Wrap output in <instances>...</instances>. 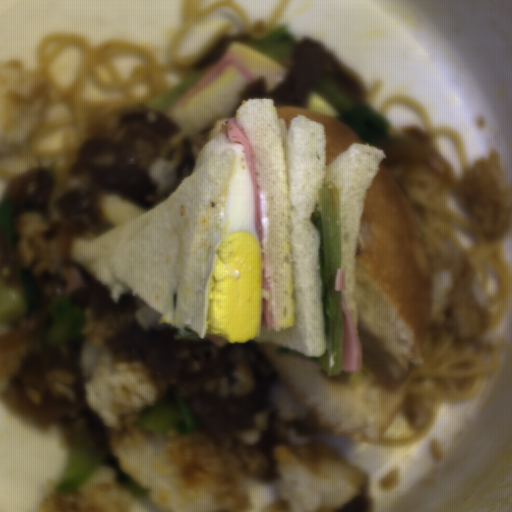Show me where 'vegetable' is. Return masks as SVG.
<instances>
[{
	"instance_id": "f1789d4c",
	"label": "vegetable",
	"mask_w": 512,
	"mask_h": 512,
	"mask_svg": "<svg viewBox=\"0 0 512 512\" xmlns=\"http://www.w3.org/2000/svg\"><path fill=\"white\" fill-rule=\"evenodd\" d=\"M48 313L50 328L45 335V343L48 346L54 347L81 338L85 314L80 305L73 302L70 297H60L54 301Z\"/></svg>"
},
{
	"instance_id": "ea0f7189",
	"label": "vegetable",
	"mask_w": 512,
	"mask_h": 512,
	"mask_svg": "<svg viewBox=\"0 0 512 512\" xmlns=\"http://www.w3.org/2000/svg\"><path fill=\"white\" fill-rule=\"evenodd\" d=\"M197 423V414L189 398L174 385L167 389L164 398L147 406L133 429L161 436L168 435L171 430L191 434Z\"/></svg>"
},
{
	"instance_id": "add77e79",
	"label": "vegetable",
	"mask_w": 512,
	"mask_h": 512,
	"mask_svg": "<svg viewBox=\"0 0 512 512\" xmlns=\"http://www.w3.org/2000/svg\"><path fill=\"white\" fill-rule=\"evenodd\" d=\"M314 92L320 94L337 110L338 115L334 119L350 126L366 145L373 146L389 138L388 121L373 110L363 98L357 102L350 101L328 78L316 81Z\"/></svg>"
},
{
	"instance_id": "f7b5029e",
	"label": "vegetable",
	"mask_w": 512,
	"mask_h": 512,
	"mask_svg": "<svg viewBox=\"0 0 512 512\" xmlns=\"http://www.w3.org/2000/svg\"><path fill=\"white\" fill-rule=\"evenodd\" d=\"M42 294L36 279L24 269H17L12 279L0 281V325L19 321L39 307Z\"/></svg>"
},
{
	"instance_id": "8f987158",
	"label": "vegetable",
	"mask_w": 512,
	"mask_h": 512,
	"mask_svg": "<svg viewBox=\"0 0 512 512\" xmlns=\"http://www.w3.org/2000/svg\"><path fill=\"white\" fill-rule=\"evenodd\" d=\"M123 484L130 494L138 499H144L149 491L141 487L134 479H132L127 473L123 475Z\"/></svg>"
},
{
	"instance_id": "96ceb2fe",
	"label": "vegetable",
	"mask_w": 512,
	"mask_h": 512,
	"mask_svg": "<svg viewBox=\"0 0 512 512\" xmlns=\"http://www.w3.org/2000/svg\"><path fill=\"white\" fill-rule=\"evenodd\" d=\"M102 453L85 439H77L71 447L53 486L55 495L75 494L91 477L100 463Z\"/></svg>"
},
{
	"instance_id": "6e5ebb59",
	"label": "vegetable",
	"mask_w": 512,
	"mask_h": 512,
	"mask_svg": "<svg viewBox=\"0 0 512 512\" xmlns=\"http://www.w3.org/2000/svg\"><path fill=\"white\" fill-rule=\"evenodd\" d=\"M213 66H206L188 78L184 79L174 87L162 92L161 94L153 97L148 102V108L156 109L166 113L168 107L176 101L185 91L201 79Z\"/></svg>"
},
{
	"instance_id": "b0100df1",
	"label": "vegetable",
	"mask_w": 512,
	"mask_h": 512,
	"mask_svg": "<svg viewBox=\"0 0 512 512\" xmlns=\"http://www.w3.org/2000/svg\"><path fill=\"white\" fill-rule=\"evenodd\" d=\"M0 234L14 247L17 239L15 232V212L12 197L0 200Z\"/></svg>"
},
{
	"instance_id": "8f37a823",
	"label": "vegetable",
	"mask_w": 512,
	"mask_h": 512,
	"mask_svg": "<svg viewBox=\"0 0 512 512\" xmlns=\"http://www.w3.org/2000/svg\"><path fill=\"white\" fill-rule=\"evenodd\" d=\"M297 43L299 42L290 27L286 24H279L269 28L263 36L241 45L284 66L288 54Z\"/></svg>"
}]
</instances>
